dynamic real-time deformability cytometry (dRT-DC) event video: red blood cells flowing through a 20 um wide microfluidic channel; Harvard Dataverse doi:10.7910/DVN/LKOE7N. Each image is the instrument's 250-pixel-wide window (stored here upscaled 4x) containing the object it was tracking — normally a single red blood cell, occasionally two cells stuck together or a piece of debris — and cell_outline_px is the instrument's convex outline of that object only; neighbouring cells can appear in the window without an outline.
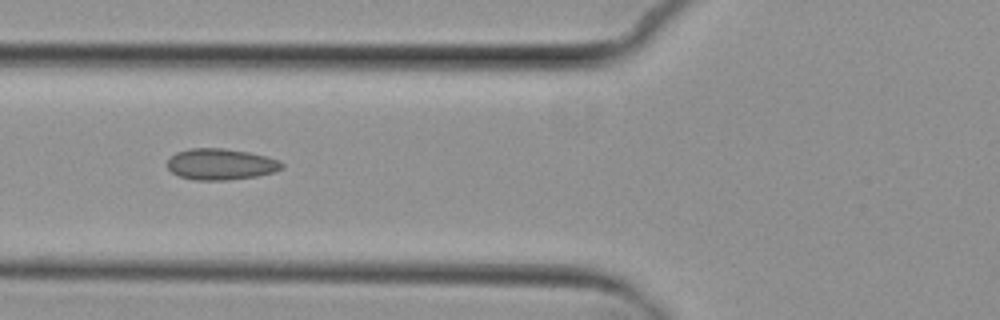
{"species": "common noctule bat (a hibernating species)", "species_latin": "Nyctalus noctula", "temperature_condition": "cold", "stored_images_in_passage": 7, "camera_frame_rate_fps": 3000, "um_per_image_px": 0.085, "animal": {"sex": "female", "body_mass_g": 29.2, "forearm_length_mm": 56.3}, "frame": {"image": 1, "passage_image": 5, "time_ms": 6.333, "image_size_px": [1000, 320], "cell_outline_px": [[284, 168], [272, 172], [256, 176], [228, 180], [196, 180], [180, 176], [172, 172], [168, 168], [168, 160], [176, 152], [188, 148], [224, 148], [248, 152], [280, 160], [284, 164]], "centroid_in_image_um": [18.77, 13.95], "position_along_channel_um": 107.0, "area_um2": 20.75}}
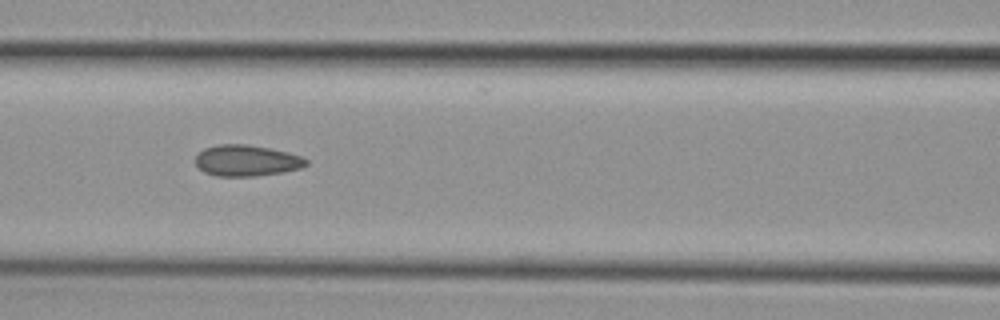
{"frame": {"image": 2, "passage_image": 6, "time_ms": 7.333, "image_size_px": [1000, 320], "cell_outline_px": [[308, 164], [300, 168], [284, 172], [256, 176], [216, 176], [204, 172], [196, 164], [196, 156], [204, 148], [220, 144], [248, 144], [288, 152], [300, 156], [308, 160]], "centroid_in_image_um": [20.97, 13.65], "position_along_channel_um": 145.6, "area_um2": 20.06}}
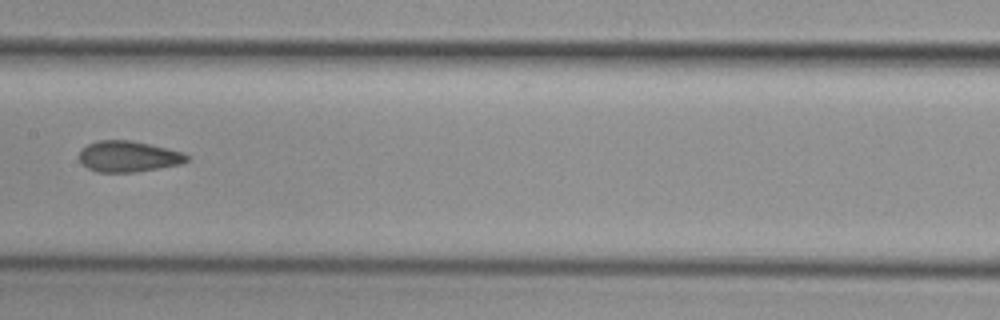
{"frame": {"image": 3, "passage_image": 7, "time_ms": 8.667, "image_size_px": [1000, 320], "cell_outline_px": [[188, 160], [180, 164], [136, 172], [96, 172], [88, 168], [80, 160], [80, 148], [96, 140], [132, 140], [184, 152], [188, 156]], "centroid_in_image_um": [10.9, 13.29], "position_along_channel_um": 196.5, "area_um2": 19.42}}